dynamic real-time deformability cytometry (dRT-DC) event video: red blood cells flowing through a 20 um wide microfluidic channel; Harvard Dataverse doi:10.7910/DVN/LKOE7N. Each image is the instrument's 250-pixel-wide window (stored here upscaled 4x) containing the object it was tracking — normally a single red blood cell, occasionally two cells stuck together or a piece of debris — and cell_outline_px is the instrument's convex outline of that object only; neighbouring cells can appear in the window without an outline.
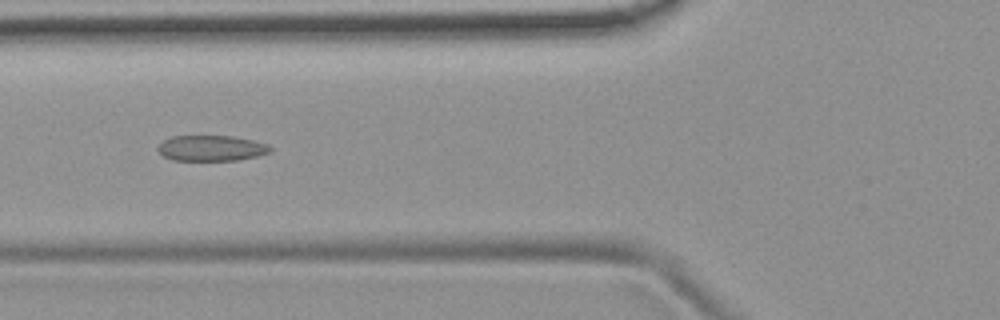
{"species": "common noctule bat (a hibernating species)", "species_latin": "Nyctalus noctula", "temperature_condition": "room temperature", "stored_images_in_passage": 39, "camera_frame_rate_fps": 3000, "um_per_image_px": 0.085, "animal": {"sex": "female", "body_mass_g": 19.9}, "frame": {"image": 1, "passage_image": 6, "time_ms": 1.667, "image_size_px": [1000, 320], "cell_outline_px": [[272, 152], [256, 156], [236, 160], [172, 160], [164, 156], [156, 148], [164, 140], [172, 136], [232, 136], [252, 140], [268, 144], [272, 148]], "centroid_in_image_um": [17.98, 12.59], "position_along_channel_um": 107.8, "area_um2": 16.7}}
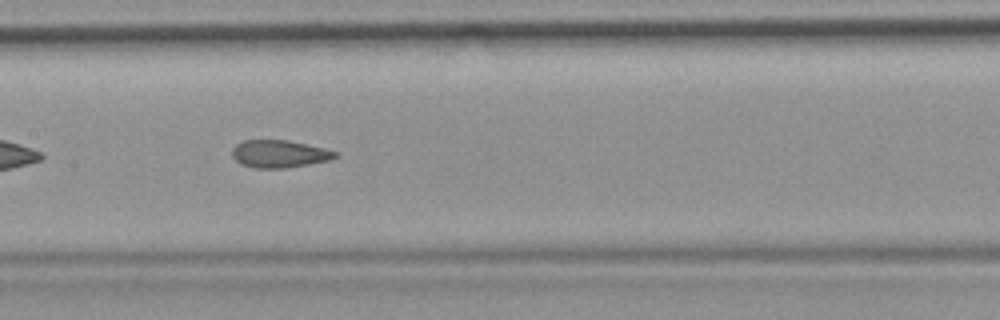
{"frame": {"image": 2, "passage_image": 12, "time_ms": 3.667, "image_size_px": [1000, 320], "cell_outline_px": [[340, 156], [328, 160], [288, 168], [256, 168], [240, 164], [232, 156], [232, 148], [236, 144], [244, 140], [288, 140], [324, 148], [340, 152]], "centroid_in_image_um": [23.76, 13.08], "position_along_channel_um": 183.6, "area_um2": 16.65}, "authors_computed_cell_mechanics": {"area_um2": 17.2822, "velocity_mm_per_s": 3.7814, "shape_relaxation_time_tau1_ms": null, "shape_relaxation_time_tau2_ms": 1.7065, "deformation_change_tau1": null, "deformation_change_tau2": 0.0853}}